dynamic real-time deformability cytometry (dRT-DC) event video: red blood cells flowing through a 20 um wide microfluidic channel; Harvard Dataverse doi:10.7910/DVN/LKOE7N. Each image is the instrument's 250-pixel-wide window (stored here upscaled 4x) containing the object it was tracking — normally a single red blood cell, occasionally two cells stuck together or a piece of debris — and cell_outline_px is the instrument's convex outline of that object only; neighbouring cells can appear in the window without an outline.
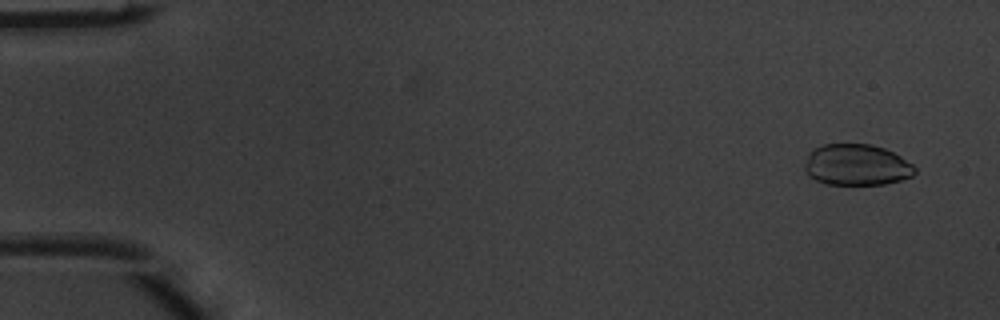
{"species": "common noctule bat (a hibernating species)", "species_latin": "Nyctalus noctula", "temperature_condition": "warm", "stored_images_in_passage": 4, "camera_frame_rate_fps": 3000, "um_per_image_px": 0.085, "animal": {"sex": "male", "body_mass_g": 20.1, "forearm_length_mm": 53.5}, "frame": {"image": 1, "passage_image": 1, "time_ms": 0.0, "image_size_px": [1000, 320], "cell_outline_px": [[916, 172], [912, 176], [900, 180], [884, 184], [828, 184], [816, 180], [808, 176], [804, 172], [804, 164], [808, 152], [812, 148], [824, 144], [872, 144], [884, 148], [900, 156], [912, 164], [916, 168]], "centroid_in_image_um": [72.77, 14.0], "position_along_channel_um": 12.2, "area_um2": 26.65}}